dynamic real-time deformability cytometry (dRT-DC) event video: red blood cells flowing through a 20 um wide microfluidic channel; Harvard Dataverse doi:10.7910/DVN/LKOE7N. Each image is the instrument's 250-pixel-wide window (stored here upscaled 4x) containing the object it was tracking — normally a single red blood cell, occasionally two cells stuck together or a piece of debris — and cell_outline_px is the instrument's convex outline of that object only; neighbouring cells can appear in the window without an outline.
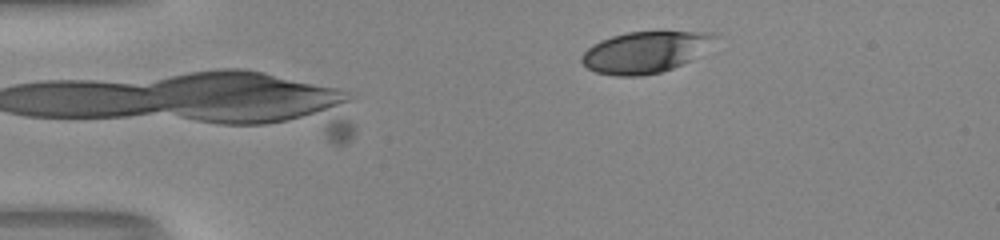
{"species": "human", "species_latin": "Homo sapiens", "temperature_condition": "room temperature", "stored_images_in_passage": 23, "camera_frame_rate_fps": 3000, "um_per_image_px": 0.085, "donor": {"sex": "male"}, "frame": {"image": 1, "passage_image": 23, "time_ms": 7.333, "image_size_px": [1000, 240], "cell_outline_px": [[720, 36], [688, 60], [672, 68], [660, 72], [640, 76], [616, 76], [596, 72], [588, 68], [580, 60], [580, 56], [592, 44], [600, 40], [612, 36], [628, 32], [720, 32]], "centroid_in_image_um": [54.78, 4.42], "position_along_channel_um": 30.2, "area_um2": 31.62}}